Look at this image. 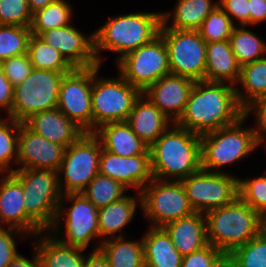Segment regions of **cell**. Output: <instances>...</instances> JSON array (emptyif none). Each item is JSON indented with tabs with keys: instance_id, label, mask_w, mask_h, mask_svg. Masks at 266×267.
<instances>
[{
	"instance_id": "cell-1",
	"label": "cell",
	"mask_w": 266,
	"mask_h": 267,
	"mask_svg": "<svg viewBox=\"0 0 266 267\" xmlns=\"http://www.w3.org/2000/svg\"><path fill=\"white\" fill-rule=\"evenodd\" d=\"M243 116L234 85L201 80L195 81L185 110L175 124L201 136L230 126Z\"/></svg>"
},
{
	"instance_id": "cell-2",
	"label": "cell",
	"mask_w": 266,
	"mask_h": 267,
	"mask_svg": "<svg viewBox=\"0 0 266 267\" xmlns=\"http://www.w3.org/2000/svg\"><path fill=\"white\" fill-rule=\"evenodd\" d=\"M155 179L181 181L201 169L200 135L175 123L149 147Z\"/></svg>"
},
{
	"instance_id": "cell-3",
	"label": "cell",
	"mask_w": 266,
	"mask_h": 267,
	"mask_svg": "<svg viewBox=\"0 0 266 267\" xmlns=\"http://www.w3.org/2000/svg\"><path fill=\"white\" fill-rule=\"evenodd\" d=\"M208 244L225 256L266 228V221L239 196L230 204L205 213Z\"/></svg>"
},
{
	"instance_id": "cell-4",
	"label": "cell",
	"mask_w": 266,
	"mask_h": 267,
	"mask_svg": "<svg viewBox=\"0 0 266 267\" xmlns=\"http://www.w3.org/2000/svg\"><path fill=\"white\" fill-rule=\"evenodd\" d=\"M162 12H138L110 18L94 31V52L101 66V51L119 53L116 63L129 52L150 43L159 35Z\"/></svg>"
},
{
	"instance_id": "cell-5",
	"label": "cell",
	"mask_w": 266,
	"mask_h": 267,
	"mask_svg": "<svg viewBox=\"0 0 266 267\" xmlns=\"http://www.w3.org/2000/svg\"><path fill=\"white\" fill-rule=\"evenodd\" d=\"M246 116L236 123L200 136L201 169L223 172L220 168L248 156L260 145L252 128H243Z\"/></svg>"
},
{
	"instance_id": "cell-6",
	"label": "cell",
	"mask_w": 266,
	"mask_h": 267,
	"mask_svg": "<svg viewBox=\"0 0 266 267\" xmlns=\"http://www.w3.org/2000/svg\"><path fill=\"white\" fill-rule=\"evenodd\" d=\"M100 65L93 66L92 132L101 125L124 122L142 92L120 74L118 78H97Z\"/></svg>"
},
{
	"instance_id": "cell-7",
	"label": "cell",
	"mask_w": 266,
	"mask_h": 267,
	"mask_svg": "<svg viewBox=\"0 0 266 267\" xmlns=\"http://www.w3.org/2000/svg\"><path fill=\"white\" fill-rule=\"evenodd\" d=\"M12 173L22 184L26 214L43 231H48L54 223L62 197L57 172L15 169Z\"/></svg>"
},
{
	"instance_id": "cell-8",
	"label": "cell",
	"mask_w": 266,
	"mask_h": 267,
	"mask_svg": "<svg viewBox=\"0 0 266 267\" xmlns=\"http://www.w3.org/2000/svg\"><path fill=\"white\" fill-rule=\"evenodd\" d=\"M101 151L102 144L93 132H84L75 142L65 148L57 171L62 195L81 193L99 174Z\"/></svg>"
},
{
	"instance_id": "cell-9",
	"label": "cell",
	"mask_w": 266,
	"mask_h": 267,
	"mask_svg": "<svg viewBox=\"0 0 266 267\" xmlns=\"http://www.w3.org/2000/svg\"><path fill=\"white\" fill-rule=\"evenodd\" d=\"M65 74L33 68L30 75L14 87L8 118L24 123L34 114L57 108L59 88Z\"/></svg>"
},
{
	"instance_id": "cell-10",
	"label": "cell",
	"mask_w": 266,
	"mask_h": 267,
	"mask_svg": "<svg viewBox=\"0 0 266 267\" xmlns=\"http://www.w3.org/2000/svg\"><path fill=\"white\" fill-rule=\"evenodd\" d=\"M64 201L72 203L68 210L63 206ZM62 218H65L66 236L61 239L56 234H60V228L63 227ZM48 232L58 237L57 239L63 244L86 249L92 239L99 238L98 209L82 193L62 195L54 223Z\"/></svg>"
},
{
	"instance_id": "cell-11",
	"label": "cell",
	"mask_w": 266,
	"mask_h": 267,
	"mask_svg": "<svg viewBox=\"0 0 266 267\" xmlns=\"http://www.w3.org/2000/svg\"><path fill=\"white\" fill-rule=\"evenodd\" d=\"M140 193L141 210L151 227H163L195 212L181 181L153 178Z\"/></svg>"
},
{
	"instance_id": "cell-12",
	"label": "cell",
	"mask_w": 266,
	"mask_h": 267,
	"mask_svg": "<svg viewBox=\"0 0 266 267\" xmlns=\"http://www.w3.org/2000/svg\"><path fill=\"white\" fill-rule=\"evenodd\" d=\"M168 51L170 74L205 80L206 42L198 30L160 28Z\"/></svg>"
},
{
	"instance_id": "cell-13",
	"label": "cell",
	"mask_w": 266,
	"mask_h": 267,
	"mask_svg": "<svg viewBox=\"0 0 266 267\" xmlns=\"http://www.w3.org/2000/svg\"><path fill=\"white\" fill-rule=\"evenodd\" d=\"M119 74L142 93L161 77L170 74L168 51L159 34L150 43L123 56L118 62Z\"/></svg>"
},
{
	"instance_id": "cell-14",
	"label": "cell",
	"mask_w": 266,
	"mask_h": 267,
	"mask_svg": "<svg viewBox=\"0 0 266 267\" xmlns=\"http://www.w3.org/2000/svg\"><path fill=\"white\" fill-rule=\"evenodd\" d=\"M238 179L229 173L200 169L181 183L193 210L205 214L232 203L239 196Z\"/></svg>"
},
{
	"instance_id": "cell-15",
	"label": "cell",
	"mask_w": 266,
	"mask_h": 267,
	"mask_svg": "<svg viewBox=\"0 0 266 267\" xmlns=\"http://www.w3.org/2000/svg\"><path fill=\"white\" fill-rule=\"evenodd\" d=\"M92 82L93 66L74 68L59 88L57 108L84 132H92Z\"/></svg>"
},
{
	"instance_id": "cell-16",
	"label": "cell",
	"mask_w": 266,
	"mask_h": 267,
	"mask_svg": "<svg viewBox=\"0 0 266 267\" xmlns=\"http://www.w3.org/2000/svg\"><path fill=\"white\" fill-rule=\"evenodd\" d=\"M65 148L32 132L24 123L20 124L17 169H43L58 171Z\"/></svg>"
},
{
	"instance_id": "cell-17",
	"label": "cell",
	"mask_w": 266,
	"mask_h": 267,
	"mask_svg": "<svg viewBox=\"0 0 266 267\" xmlns=\"http://www.w3.org/2000/svg\"><path fill=\"white\" fill-rule=\"evenodd\" d=\"M71 24L47 30L38 37L58 50L73 68L99 65L94 52V33L82 35Z\"/></svg>"
},
{
	"instance_id": "cell-18",
	"label": "cell",
	"mask_w": 266,
	"mask_h": 267,
	"mask_svg": "<svg viewBox=\"0 0 266 267\" xmlns=\"http://www.w3.org/2000/svg\"><path fill=\"white\" fill-rule=\"evenodd\" d=\"M99 174L121 182L128 189L141 192L153 179L150 154L121 157L102 147Z\"/></svg>"
},
{
	"instance_id": "cell-19",
	"label": "cell",
	"mask_w": 266,
	"mask_h": 267,
	"mask_svg": "<svg viewBox=\"0 0 266 267\" xmlns=\"http://www.w3.org/2000/svg\"><path fill=\"white\" fill-rule=\"evenodd\" d=\"M0 179V227L17 229L23 233L36 236L44 232L27 214L24 205L23 187L13 174L1 176ZM11 224V225H10Z\"/></svg>"
},
{
	"instance_id": "cell-20",
	"label": "cell",
	"mask_w": 266,
	"mask_h": 267,
	"mask_svg": "<svg viewBox=\"0 0 266 267\" xmlns=\"http://www.w3.org/2000/svg\"><path fill=\"white\" fill-rule=\"evenodd\" d=\"M195 81L168 74L150 85L143 94L169 119L176 123L185 110Z\"/></svg>"
},
{
	"instance_id": "cell-21",
	"label": "cell",
	"mask_w": 266,
	"mask_h": 267,
	"mask_svg": "<svg viewBox=\"0 0 266 267\" xmlns=\"http://www.w3.org/2000/svg\"><path fill=\"white\" fill-rule=\"evenodd\" d=\"M24 124L51 142L64 148L75 142L84 131L68 119L58 108L34 114Z\"/></svg>"
},
{
	"instance_id": "cell-22",
	"label": "cell",
	"mask_w": 266,
	"mask_h": 267,
	"mask_svg": "<svg viewBox=\"0 0 266 267\" xmlns=\"http://www.w3.org/2000/svg\"><path fill=\"white\" fill-rule=\"evenodd\" d=\"M126 122L148 147L173 124L143 93L135 101Z\"/></svg>"
},
{
	"instance_id": "cell-23",
	"label": "cell",
	"mask_w": 266,
	"mask_h": 267,
	"mask_svg": "<svg viewBox=\"0 0 266 267\" xmlns=\"http://www.w3.org/2000/svg\"><path fill=\"white\" fill-rule=\"evenodd\" d=\"M163 228L182 256L199 251L208 245L204 213L194 212L166 224Z\"/></svg>"
},
{
	"instance_id": "cell-24",
	"label": "cell",
	"mask_w": 266,
	"mask_h": 267,
	"mask_svg": "<svg viewBox=\"0 0 266 267\" xmlns=\"http://www.w3.org/2000/svg\"><path fill=\"white\" fill-rule=\"evenodd\" d=\"M241 73L229 40L206 43L205 81L227 82L236 86Z\"/></svg>"
},
{
	"instance_id": "cell-25",
	"label": "cell",
	"mask_w": 266,
	"mask_h": 267,
	"mask_svg": "<svg viewBox=\"0 0 266 267\" xmlns=\"http://www.w3.org/2000/svg\"><path fill=\"white\" fill-rule=\"evenodd\" d=\"M102 147L121 157L150 154L149 147L124 122H111L101 125L93 132Z\"/></svg>"
},
{
	"instance_id": "cell-26",
	"label": "cell",
	"mask_w": 266,
	"mask_h": 267,
	"mask_svg": "<svg viewBox=\"0 0 266 267\" xmlns=\"http://www.w3.org/2000/svg\"><path fill=\"white\" fill-rule=\"evenodd\" d=\"M137 193L138 196L135 197L126 194L119 201L98 209L99 239L103 237L100 242L108 240L110 237H123V234L119 232H122L133 220L138 205L141 207V193ZM116 233L119 234L116 235Z\"/></svg>"
},
{
	"instance_id": "cell-27",
	"label": "cell",
	"mask_w": 266,
	"mask_h": 267,
	"mask_svg": "<svg viewBox=\"0 0 266 267\" xmlns=\"http://www.w3.org/2000/svg\"><path fill=\"white\" fill-rule=\"evenodd\" d=\"M48 233H38L34 237L40 239L33 242V248L36 249L43 267H83L85 249L63 244L57 237H51V233Z\"/></svg>"
},
{
	"instance_id": "cell-28",
	"label": "cell",
	"mask_w": 266,
	"mask_h": 267,
	"mask_svg": "<svg viewBox=\"0 0 266 267\" xmlns=\"http://www.w3.org/2000/svg\"><path fill=\"white\" fill-rule=\"evenodd\" d=\"M141 240L145 267H181L183 256L163 227H150Z\"/></svg>"
},
{
	"instance_id": "cell-29",
	"label": "cell",
	"mask_w": 266,
	"mask_h": 267,
	"mask_svg": "<svg viewBox=\"0 0 266 267\" xmlns=\"http://www.w3.org/2000/svg\"><path fill=\"white\" fill-rule=\"evenodd\" d=\"M218 6V1L212 0H178L174 13L162 12L160 28L177 30H198L207 16ZM172 16V19L170 18ZM173 22L170 26L168 22Z\"/></svg>"
},
{
	"instance_id": "cell-30",
	"label": "cell",
	"mask_w": 266,
	"mask_h": 267,
	"mask_svg": "<svg viewBox=\"0 0 266 267\" xmlns=\"http://www.w3.org/2000/svg\"><path fill=\"white\" fill-rule=\"evenodd\" d=\"M125 238L102 241L96 244L94 250L99 249L104 254L110 267H145L142 240L129 241Z\"/></svg>"
},
{
	"instance_id": "cell-31",
	"label": "cell",
	"mask_w": 266,
	"mask_h": 267,
	"mask_svg": "<svg viewBox=\"0 0 266 267\" xmlns=\"http://www.w3.org/2000/svg\"><path fill=\"white\" fill-rule=\"evenodd\" d=\"M239 83L245 93L237 85L236 96L240 106L245 109L256 98L266 94V57L241 66Z\"/></svg>"
},
{
	"instance_id": "cell-32",
	"label": "cell",
	"mask_w": 266,
	"mask_h": 267,
	"mask_svg": "<svg viewBox=\"0 0 266 267\" xmlns=\"http://www.w3.org/2000/svg\"><path fill=\"white\" fill-rule=\"evenodd\" d=\"M245 27L248 26L236 25L229 38L232 51L241 66L266 57V42Z\"/></svg>"
},
{
	"instance_id": "cell-33",
	"label": "cell",
	"mask_w": 266,
	"mask_h": 267,
	"mask_svg": "<svg viewBox=\"0 0 266 267\" xmlns=\"http://www.w3.org/2000/svg\"><path fill=\"white\" fill-rule=\"evenodd\" d=\"M27 53L34 69L61 73H70L74 69L58 50L45 43L38 36L31 35Z\"/></svg>"
},
{
	"instance_id": "cell-34",
	"label": "cell",
	"mask_w": 266,
	"mask_h": 267,
	"mask_svg": "<svg viewBox=\"0 0 266 267\" xmlns=\"http://www.w3.org/2000/svg\"><path fill=\"white\" fill-rule=\"evenodd\" d=\"M72 7L68 1L56 0L33 14L31 33L39 36L47 30L63 27L71 23Z\"/></svg>"
},
{
	"instance_id": "cell-35",
	"label": "cell",
	"mask_w": 266,
	"mask_h": 267,
	"mask_svg": "<svg viewBox=\"0 0 266 267\" xmlns=\"http://www.w3.org/2000/svg\"><path fill=\"white\" fill-rule=\"evenodd\" d=\"M227 267H266V228L226 256Z\"/></svg>"
},
{
	"instance_id": "cell-36",
	"label": "cell",
	"mask_w": 266,
	"mask_h": 267,
	"mask_svg": "<svg viewBox=\"0 0 266 267\" xmlns=\"http://www.w3.org/2000/svg\"><path fill=\"white\" fill-rule=\"evenodd\" d=\"M127 189L121 182L97 174L81 193L100 209L125 197Z\"/></svg>"
},
{
	"instance_id": "cell-37",
	"label": "cell",
	"mask_w": 266,
	"mask_h": 267,
	"mask_svg": "<svg viewBox=\"0 0 266 267\" xmlns=\"http://www.w3.org/2000/svg\"><path fill=\"white\" fill-rule=\"evenodd\" d=\"M31 35L30 27L0 25V62L26 54Z\"/></svg>"
},
{
	"instance_id": "cell-38",
	"label": "cell",
	"mask_w": 266,
	"mask_h": 267,
	"mask_svg": "<svg viewBox=\"0 0 266 267\" xmlns=\"http://www.w3.org/2000/svg\"><path fill=\"white\" fill-rule=\"evenodd\" d=\"M20 122L0 118V173H12V162L17 165V147ZM12 161V162H11ZM9 169V170H8Z\"/></svg>"
},
{
	"instance_id": "cell-39",
	"label": "cell",
	"mask_w": 266,
	"mask_h": 267,
	"mask_svg": "<svg viewBox=\"0 0 266 267\" xmlns=\"http://www.w3.org/2000/svg\"><path fill=\"white\" fill-rule=\"evenodd\" d=\"M235 25L219 7L215 8L198 29L206 43L229 40Z\"/></svg>"
},
{
	"instance_id": "cell-40",
	"label": "cell",
	"mask_w": 266,
	"mask_h": 267,
	"mask_svg": "<svg viewBox=\"0 0 266 267\" xmlns=\"http://www.w3.org/2000/svg\"><path fill=\"white\" fill-rule=\"evenodd\" d=\"M239 197L266 221V175L238 179Z\"/></svg>"
},
{
	"instance_id": "cell-41",
	"label": "cell",
	"mask_w": 266,
	"mask_h": 267,
	"mask_svg": "<svg viewBox=\"0 0 266 267\" xmlns=\"http://www.w3.org/2000/svg\"><path fill=\"white\" fill-rule=\"evenodd\" d=\"M32 19L27 0H0V25L31 27Z\"/></svg>"
},
{
	"instance_id": "cell-42",
	"label": "cell",
	"mask_w": 266,
	"mask_h": 267,
	"mask_svg": "<svg viewBox=\"0 0 266 267\" xmlns=\"http://www.w3.org/2000/svg\"><path fill=\"white\" fill-rule=\"evenodd\" d=\"M181 267H227L226 256L213 245L182 257Z\"/></svg>"
},
{
	"instance_id": "cell-43",
	"label": "cell",
	"mask_w": 266,
	"mask_h": 267,
	"mask_svg": "<svg viewBox=\"0 0 266 267\" xmlns=\"http://www.w3.org/2000/svg\"><path fill=\"white\" fill-rule=\"evenodd\" d=\"M1 65L4 75L13 87L22 83L33 69L28 53L8 58L2 61Z\"/></svg>"
},
{
	"instance_id": "cell-44",
	"label": "cell",
	"mask_w": 266,
	"mask_h": 267,
	"mask_svg": "<svg viewBox=\"0 0 266 267\" xmlns=\"http://www.w3.org/2000/svg\"><path fill=\"white\" fill-rule=\"evenodd\" d=\"M218 6L227 14L236 26H250V3L249 0H218ZM238 20L239 23H234Z\"/></svg>"
},
{
	"instance_id": "cell-45",
	"label": "cell",
	"mask_w": 266,
	"mask_h": 267,
	"mask_svg": "<svg viewBox=\"0 0 266 267\" xmlns=\"http://www.w3.org/2000/svg\"><path fill=\"white\" fill-rule=\"evenodd\" d=\"M12 234L22 237L26 235L17 229L0 227V267H7L18 254Z\"/></svg>"
},
{
	"instance_id": "cell-46",
	"label": "cell",
	"mask_w": 266,
	"mask_h": 267,
	"mask_svg": "<svg viewBox=\"0 0 266 267\" xmlns=\"http://www.w3.org/2000/svg\"><path fill=\"white\" fill-rule=\"evenodd\" d=\"M250 113L255 114L257 126L253 127V130L257 139L262 141L266 138V94L256 98L244 109L246 117H249Z\"/></svg>"
},
{
	"instance_id": "cell-47",
	"label": "cell",
	"mask_w": 266,
	"mask_h": 267,
	"mask_svg": "<svg viewBox=\"0 0 266 267\" xmlns=\"http://www.w3.org/2000/svg\"><path fill=\"white\" fill-rule=\"evenodd\" d=\"M13 90L14 87L4 75L3 68L0 62V109L6 110L5 112L7 115L11 112L12 108Z\"/></svg>"
},
{
	"instance_id": "cell-48",
	"label": "cell",
	"mask_w": 266,
	"mask_h": 267,
	"mask_svg": "<svg viewBox=\"0 0 266 267\" xmlns=\"http://www.w3.org/2000/svg\"><path fill=\"white\" fill-rule=\"evenodd\" d=\"M250 26L266 21V0H249Z\"/></svg>"
},
{
	"instance_id": "cell-49",
	"label": "cell",
	"mask_w": 266,
	"mask_h": 267,
	"mask_svg": "<svg viewBox=\"0 0 266 267\" xmlns=\"http://www.w3.org/2000/svg\"><path fill=\"white\" fill-rule=\"evenodd\" d=\"M34 251L35 254H33L32 260L23 257L18 253L7 267H43V264L35 248Z\"/></svg>"
},
{
	"instance_id": "cell-50",
	"label": "cell",
	"mask_w": 266,
	"mask_h": 267,
	"mask_svg": "<svg viewBox=\"0 0 266 267\" xmlns=\"http://www.w3.org/2000/svg\"><path fill=\"white\" fill-rule=\"evenodd\" d=\"M83 267H110V265L104 254L97 249L85 257Z\"/></svg>"
},
{
	"instance_id": "cell-51",
	"label": "cell",
	"mask_w": 266,
	"mask_h": 267,
	"mask_svg": "<svg viewBox=\"0 0 266 267\" xmlns=\"http://www.w3.org/2000/svg\"><path fill=\"white\" fill-rule=\"evenodd\" d=\"M27 1H28V7H29L31 13L34 14L38 10L44 9L50 3H52L56 0H27Z\"/></svg>"
},
{
	"instance_id": "cell-52",
	"label": "cell",
	"mask_w": 266,
	"mask_h": 267,
	"mask_svg": "<svg viewBox=\"0 0 266 267\" xmlns=\"http://www.w3.org/2000/svg\"><path fill=\"white\" fill-rule=\"evenodd\" d=\"M264 143V146H265V150H266V139H264V140H262V141H260V144H262L263 145V143Z\"/></svg>"
}]
</instances>
